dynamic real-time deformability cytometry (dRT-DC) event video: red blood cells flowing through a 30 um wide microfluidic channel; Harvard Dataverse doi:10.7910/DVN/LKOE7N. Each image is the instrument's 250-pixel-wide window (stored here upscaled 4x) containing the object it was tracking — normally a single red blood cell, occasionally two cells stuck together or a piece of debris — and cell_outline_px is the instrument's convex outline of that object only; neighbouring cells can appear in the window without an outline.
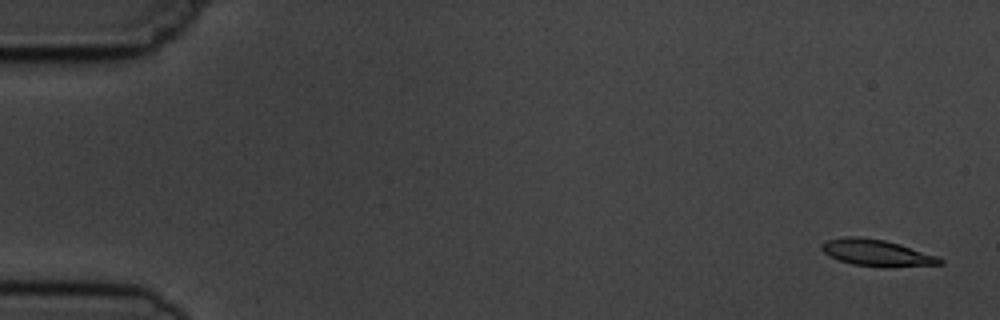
{"species": "common noctule bat (a hibernating species)", "species_latin": "Nyctalus noctula", "temperature_condition": "cold", "stored_images_in_passage": 5, "camera_frame_rate_fps": 3000, "um_per_image_px": 0.085, "animal": {"sex": "male", "body_mass_g": 19.5, "forearm_length_mm": 54.6}, "frame": {"image": 1, "passage_image": 1, "time_ms": 0.0, "image_size_px": [1000, 320], "cell_outline_px": [[944, 264], [884, 268], [852, 264], [828, 256], [820, 248], [820, 244], [824, 240], [848, 236], [856, 236], [884, 240], [900, 244], [936, 256], [944, 260]], "centroid_in_image_um": [74.49, 21.5], "position_along_channel_um": 10.5, "area_um2": 18.5}}
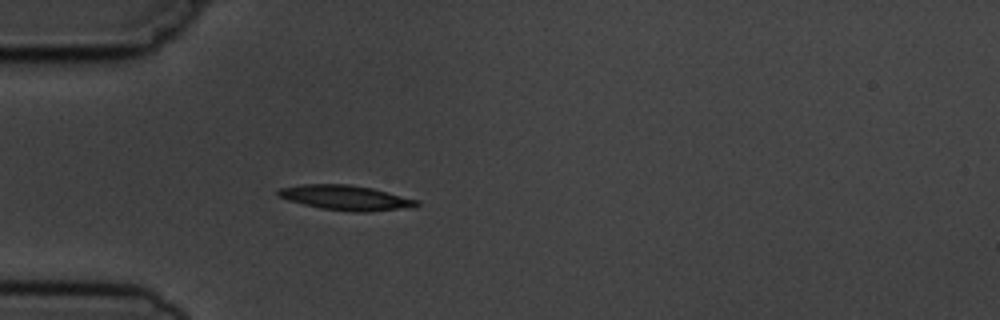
{"frame": {"image": 2, "passage_image": 5, "time_ms": 4.667, "image_size_px": [1000, 320], "cell_outline_px": [[420, 204], [416, 208], [368, 212], [352, 212], [320, 208], [288, 200], [276, 196], [276, 192], [280, 188], [300, 184], [348, 184], [372, 188], [420, 200]], "centroid_in_image_um": [29.45, 16.81], "position_along_channel_um": 55.6, "area_um2": 20.46}}